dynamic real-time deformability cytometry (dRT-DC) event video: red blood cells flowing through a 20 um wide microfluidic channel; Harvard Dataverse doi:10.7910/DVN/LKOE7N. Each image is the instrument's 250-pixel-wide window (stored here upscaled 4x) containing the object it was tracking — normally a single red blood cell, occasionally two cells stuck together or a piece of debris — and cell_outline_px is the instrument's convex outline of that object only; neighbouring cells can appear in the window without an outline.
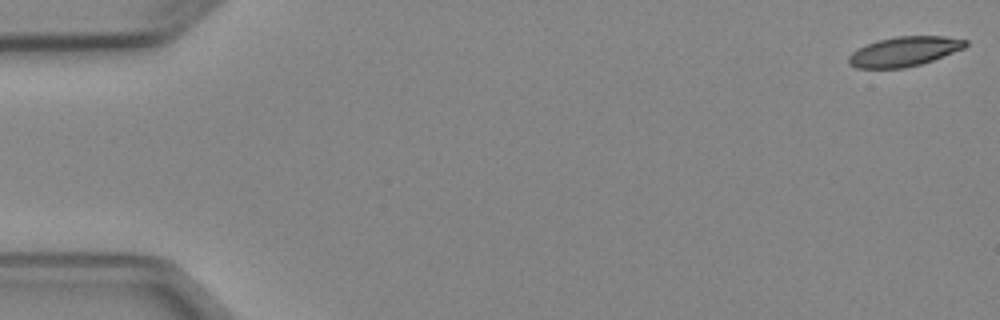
{"species": "Egyptian fruit bat (a non-hibernating species)", "species_latin": "Rousettus aegyptiacus", "temperature_condition": "cold", "stored_images_in_passage": 5, "camera_frame_rate_fps": 3000, "um_per_image_px": 0.085, "animal": {"sex": "female"}, "frame": {"image": 1, "passage_image": 1, "time_ms": 0.0, "image_size_px": [1000, 320], "cell_outline_px": [[968, 44], [964, 48], [932, 60], [920, 64], [904, 68], [856, 68], [848, 64], [848, 56], [852, 52], [876, 40], [896, 36], [944, 36], [968, 40]], "centroid_in_image_um": [76.85, 4.37], "position_along_channel_um": 8.2, "area_um2": 20.11}}
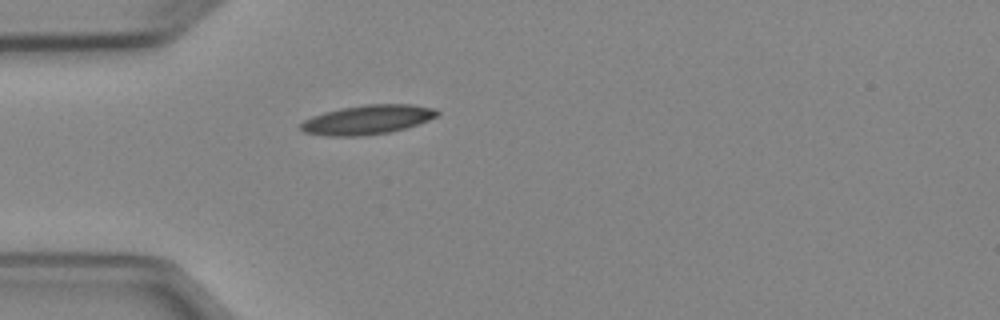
{"frame": {"image": 2, "passage_image": 5, "time_ms": 4.667, "image_size_px": [1000, 320], "cell_outline_px": [[440, 112], [436, 116], [428, 120], [392, 132], [360, 136], [328, 136], [304, 132], [300, 128], [300, 124], [304, 120], [312, 116], [324, 112], [340, 108], [364, 104], [412, 104], [436, 108]], "centroid_in_image_um": [31.23, 10.16], "position_along_channel_um": 53.8, "area_um2": 23.35}}